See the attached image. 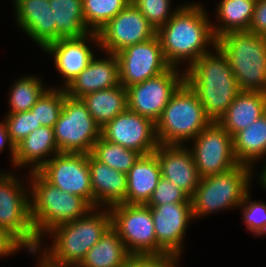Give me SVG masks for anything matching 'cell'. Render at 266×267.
I'll return each instance as SVG.
<instances>
[{
	"mask_svg": "<svg viewBox=\"0 0 266 267\" xmlns=\"http://www.w3.org/2000/svg\"><path fill=\"white\" fill-rule=\"evenodd\" d=\"M207 16L202 4H182L171 19L157 30L165 59L171 67L177 68L181 61H187L188 68L209 52L208 45H217L212 23Z\"/></svg>",
	"mask_w": 266,
	"mask_h": 267,
	"instance_id": "cell-1",
	"label": "cell"
},
{
	"mask_svg": "<svg viewBox=\"0 0 266 267\" xmlns=\"http://www.w3.org/2000/svg\"><path fill=\"white\" fill-rule=\"evenodd\" d=\"M185 71V82L198 95L206 115L217 122L241 92L227 56L216 45Z\"/></svg>",
	"mask_w": 266,
	"mask_h": 267,
	"instance_id": "cell-2",
	"label": "cell"
},
{
	"mask_svg": "<svg viewBox=\"0 0 266 267\" xmlns=\"http://www.w3.org/2000/svg\"><path fill=\"white\" fill-rule=\"evenodd\" d=\"M98 209L93 208L86 215L50 230L48 233L54 241L51 247L42 249V255L54 265L77 267L88 250L112 227L109 208L102 207L100 212Z\"/></svg>",
	"mask_w": 266,
	"mask_h": 267,
	"instance_id": "cell-3",
	"label": "cell"
},
{
	"mask_svg": "<svg viewBox=\"0 0 266 267\" xmlns=\"http://www.w3.org/2000/svg\"><path fill=\"white\" fill-rule=\"evenodd\" d=\"M30 215L36 237L86 215L93 207L82 197L62 191L39 172H30Z\"/></svg>",
	"mask_w": 266,
	"mask_h": 267,
	"instance_id": "cell-4",
	"label": "cell"
},
{
	"mask_svg": "<svg viewBox=\"0 0 266 267\" xmlns=\"http://www.w3.org/2000/svg\"><path fill=\"white\" fill-rule=\"evenodd\" d=\"M241 91L266 93V36L231 31L217 39Z\"/></svg>",
	"mask_w": 266,
	"mask_h": 267,
	"instance_id": "cell-5",
	"label": "cell"
},
{
	"mask_svg": "<svg viewBox=\"0 0 266 267\" xmlns=\"http://www.w3.org/2000/svg\"><path fill=\"white\" fill-rule=\"evenodd\" d=\"M198 95L185 82L172 96L156 124L159 144L183 145L210 123Z\"/></svg>",
	"mask_w": 266,
	"mask_h": 267,
	"instance_id": "cell-6",
	"label": "cell"
},
{
	"mask_svg": "<svg viewBox=\"0 0 266 267\" xmlns=\"http://www.w3.org/2000/svg\"><path fill=\"white\" fill-rule=\"evenodd\" d=\"M252 168L239 164L226 172L202 177L190 198L194 219L218 210L238 208L250 191Z\"/></svg>",
	"mask_w": 266,
	"mask_h": 267,
	"instance_id": "cell-7",
	"label": "cell"
},
{
	"mask_svg": "<svg viewBox=\"0 0 266 267\" xmlns=\"http://www.w3.org/2000/svg\"><path fill=\"white\" fill-rule=\"evenodd\" d=\"M20 181L14 174L0 173V229L20 248L37 254L41 243L32 225L30 189Z\"/></svg>",
	"mask_w": 266,
	"mask_h": 267,
	"instance_id": "cell-8",
	"label": "cell"
},
{
	"mask_svg": "<svg viewBox=\"0 0 266 267\" xmlns=\"http://www.w3.org/2000/svg\"><path fill=\"white\" fill-rule=\"evenodd\" d=\"M54 135L60 153H85L101 137V127L90 115L81 99L65 97Z\"/></svg>",
	"mask_w": 266,
	"mask_h": 267,
	"instance_id": "cell-9",
	"label": "cell"
},
{
	"mask_svg": "<svg viewBox=\"0 0 266 267\" xmlns=\"http://www.w3.org/2000/svg\"><path fill=\"white\" fill-rule=\"evenodd\" d=\"M112 228L133 255H157V239L151 208L146 204L121 203L109 208Z\"/></svg>",
	"mask_w": 266,
	"mask_h": 267,
	"instance_id": "cell-10",
	"label": "cell"
},
{
	"mask_svg": "<svg viewBox=\"0 0 266 267\" xmlns=\"http://www.w3.org/2000/svg\"><path fill=\"white\" fill-rule=\"evenodd\" d=\"M178 70L170 67L158 76L127 87L128 110L156 123L172 96L185 83V71Z\"/></svg>",
	"mask_w": 266,
	"mask_h": 267,
	"instance_id": "cell-11",
	"label": "cell"
},
{
	"mask_svg": "<svg viewBox=\"0 0 266 267\" xmlns=\"http://www.w3.org/2000/svg\"><path fill=\"white\" fill-rule=\"evenodd\" d=\"M190 151L200 177L226 172L239 165L232 136L218 123L212 121L194 139Z\"/></svg>",
	"mask_w": 266,
	"mask_h": 267,
	"instance_id": "cell-12",
	"label": "cell"
},
{
	"mask_svg": "<svg viewBox=\"0 0 266 267\" xmlns=\"http://www.w3.org/2000/svg\"><path fill=\"white\" fill-rule=\"evenodd\" d=\"M156 29L131 2L99 31V48L117 54L128 46L146 42L156 36Z\"/></svg>",
	"mask_w": 266,
	"mask_h": 267,
	"instance_id": "cell-13",
	"label": "cell"
},
{
	"mask_svg": "<svg viewBox=\"0 0 266 267\" xmlns=\"http://www.w3.org/2000/svg\"><path fill=\"white\" fill-rule=\"evenodd\" d=\"M115 55L119 62L120 84L125 88L158 76L171 67L157 35L146 42L128 46Z\"/></svg>",
	"mask_w": 266,
	"mask_h": 267,
	"instance_id": "cell-14",
	"label": "cell"
},
{
	"mask_svg": "<svg viewBox=\"0 0 266 267\" xmlns=\"http://www.w3.org/2000/svg\"><path fill=\"white\" fill-rule=\"evenodd\" d=\"M38 172L52 185L84 198L93 207L88 154H56Z\"/></svg>",
	"mask_w": 266,
	"mask_h": 267,
	"instance_id": "cell-15",
	"label": "cell"
},
{
	"mask_svg": "<svg viewBox=\"0 0 266 267\" xmlns=\"http://www.w3.org/2000/svg\"><path fill=\"white\" fill-rule=\"evenodd\" d=\"M101 137L141 155L153 153L159 145L156 124L128 109L101 128Z\"/></svg>",
	"mask_w": 266,
	"mask_h": 267,
	"instance_id": "cell-16",
	"label": "cell"
},
{
	"mask_svg": "<svg viewBox=\"0 0 266 267\" xmlns=\"http://www.w3.org/2000/svg\"><path fill=\"white\" fill-rule=\"evenodd\" d=\"M147 206L151 208L157 239V255L170 254L180 258L185 231L189 221L194 218L192 204L166 203Z\"/></svg>",
	"mask_w": 266,
	"mask_h": 267,
	"instance_id": "cell-17",
	"label": "cell"
},
{
	"mask_svg": "<svg viewBox=\"0 0 266 267\" xmlns=\"http://www.w3.org/2000/svg\"><path fill=\"white\" fill-rule=\"evenodd\" d=\"M90 40L99 47L97 33L89 32L80 38L59 39L43 49L44 52L53 55L56 69L65 77L62 88H66L95 56L88 47Z\"/></svg>",
	"mask_w": 266,
	"mask_h": 267,
	"instance_id": "cell-18",
	"label": "cell"
},
{
	"mask_svg": "<svg viewBox=\"0 0 266 267\" xmlns=\"http://www.w3.org/2000/svg\"><path fill=\"white\" fill-rule=\"evenodd\" d=\"M154 153L160 165L161 177L171 181L191 198L201 177L190 149L183 145L159 144Z\"/></svg>",
	"mask_w": 266,
	"mask_h": 267,
	"instance_id": "cell-19",
	"label": "cell"
},
{
	"mask_svg": "<svg viewBox=\"0 0 266 267\" xmlns=\"http://www.w3.org/2000/svg\"><path fill=\"white\" fill-rule=\"evenodd\" d=\"M18 26L44 49L56 41V22L49 0H13Z\"/></svg>",
	"mask_w": 266,
	"mask_h": 267,
	"instance_id": "cell-20",
	"label": "cell"
},
{
	"mask_svg": "<svg viewBox=\"0 0 266 267\" xmlns=\"http://www.w3.org/2000/svg\"><path fill=\"white\" fill-rule=\"evenodd\" d=\"M107 55L110 57L103 59L94 56L88 66L64 88L69 97L80 99L88 93L114 88L120 84L118 58L112 53Z\"/></svg>",
	"mask_w": 266,
	"mask_h": 267,
	"instance_id": "cell-21",
	"label": "cell"
},
{
	"mask_svg": "<svg viewBox=\"0 0 266 267\" xmlns=\"http://www.w3.org/2000/svg\"><path fill=\"white\" fill-rule=\"evenodd\" d=\"M93 208H108L125 203L127 194V174L117 171L88 154ZM103 205V206H102Z\"/></svg>",
	"mask_w": 266,
	"mask_h": 267,
	"instance_id": "cell-22",
	"label": "cell"
},
{
	"mask_svg": "<svg viewBox=\"0 0 266 267\" xmlns=\"http://www.w3.org/2000/svg\"><path fill=\"white\" fill-rule=\"evenodd\" d=\"M59 153L54 128L41 126L16 145L14 167L31 166L30 172H38L48 162L45 158Z\"/></svg>",
	"mask_w": 266,
	"mask_h": 267,
	"instance_id": "cell-23",
	"label": "cell"
},
{
	"mask_svg": "<svg viewBox=\"0 0 266 267\" xmlns=\"http://www.w3.org/2000/svg\"><path fill=\"white\" fill-rule=\"evenodd\" d=\"M161 178V169L156 154L141 155L127 173L125 203L147 204Z\"/></svg>",
	"mask_w": 266,
	"mask_h": 267,
	"instance_id": "cell-24",
	"label": "cell"
},
{
	"mask_svg": "<svg viewBox=\"0 0 266 267\" xmlns=\"http://www.w3.org/2000/svg\"><path fill=\"white\" fill-rule=\"evenodd\" d=\"M266 112V93L241 91L217 121L232 137Z\"/></svg>",
	"mask_w": 266,
	"mask_h": 267,
	"instance_id": "cell-25",
	"label": "cell"
},
{
	"mask_svg": "<svg viewBox=\"0 0 266 267\" xmlns=\"http://www.w3.org/2000/svg\"><path fill=\"white\" fill-rule=\"evenodd\" d=\"M80 99L101 128L128 109L127 89L121 84L88 93Z\"/></svg>",
	"mask_w": 266,
	"mask_h": 267,
	"instance_id": "cell-26",
	"label": "cell"
},
{
	"mask_svg": "<svg viewBox=\"0 0 266 267\" xmlns=\"http://www.w3.org/2000/svg\"><path fill=\"white\" fill-rule=\"evenodd\" d=\"M131 256L118 233L111 227L88 250L77 267H126Z\"/></svg>",
	"mask_w": 266,
	"mask_h": 267,
	"instance_id": "cell-27",
	"label": "cell"
},
{
	"mask_svg": "<svg viewBox=\"0 0 266 267\" xmlns=\"http://www.w3.org/2000/svg\"><path fill=\"white\" fill-rule=\"evenodd\" d=\"M233 149L237 161L250 167L266 155V112L254 123L236 133Z\"/></svg>",
	"mask_w": 266,
	"mask_h": 267,
	"instance_id": "cell-28",
	"label": "cell"
},
{
	"mask_svg": "<svg viewBox=\"0 0 266 267\" xmlns=\"http://www.w3.org/2000/svg\"><path fill=\"white\" fill-rule=\"evenodd\" d=\"M56 22V41L62 38H80L92 32L83 15L82 0H49Z\"/></svg>",
	"mask_w": 266,
	"mask_h": 267,
	"instance_id": "cell-29",
	"label": "cell"
},
{
	"mask_svg": "<svg viewBox=\"0 0 266 267\" xmlns=\"http://www.w3.org/2000/svg\"><path fill=\"white\" fill-rule=\"evenodd\" d=\"M256 0H221L216 16L222 23L212 26L216 39L231 31H248Z\"/></svg>",
	"mask_w": 266,
	"mask_h": 267,
	"instance_id": "cell-30",
	"label": "cell"
},
{
	"mask_svg": "<svg viewBox=\"0 0 266 267\" xmlns=\"http://www.w3.org/2000/svg\"><path fill=\"white\" fill-rule=\"evenodd\" d=\"M91 154L109 167L128 173L141 156L140 153L100 137L93 145Z\"/></svg>",
	"mask_w": 266,
	"mask_h": 267,
	"instance_id": "cell-31",
	"label": "cell"
},
{
	"mask_svg": "<svg viewBox=\"0 0 266 267\" xmlns=\"http://www.w3.org/2000/svg\"><path fill=\"white\" fill-rule=\"evenodd\" d=\"M130 3L131 0H82L86 26L97 33Z\"/></svg>",
	"mask_w": 266,
	"mask_h": 267,
	"instance_id": "cell-32",
	"label": "cell"
},
{
	"mask_svg": "<svg viewBox=\"0 0 266 267\" xmlns=\"http://www.w3.org/2000/svg\"><path fill=\"white\" fill-rule=\"evenodd\" d=\"M10 90L9 113H18L29 111L35 104L37 99L47 89L41 78L35 76H24L15 81Z\"/></svg>",
	"mask_w": 266,
	"mask_h": 267,
	"instance_id": "cell-33",
	"label": "cell"
},
{
	"mask_svg": "<svg viewBox=\"0 0 266 267\" xmlns=\"http://www.w3.org/2000/svg\"><path fill=\"white\" fill-rule=\"evenodd\" d=\"M56 88H47L30 109L42 126L54 128L61 113L67 94L64 88Z\"/></svg>",
	"mask_w": 266,
	"mask_h": 267,
	"instance_id": "cell-34",
	"label": "cell"
},
{
	"mask_svg": "<svg viewBox=\"0 0 266 267\" xmlns=\"http://www.w3.org/2000/svg\"><path fill=\"white\" fill-rule=\"evenodd\" d=\"M5 118L4 122L8 134L15 146L31 132L42 126L40 122H37L34 113L30 110L18 113H7Z\"/></svg>",
	"mask_w": 266,
	"mask_h": 267,
	"instance_id": "cell-35",
	"label": "cell"
},
{
	"mask_svg": "<svg viewBox=\"0 0 266 267\" xmlns=\"http://www.w3.org/2000/svg\"><path fill=\"white\" fill-rule=\"evenodd\" d=\"M170 1L171 0H131L156 31L165 25L180 8L177 7L171 12Z\"/></svg>",
	"mask_w": 266,
	"mask_h": 267,
	"instance_id": "cell-36",
	"label": "cell"
},
{
	"mask_svg": "<svg viewBox=\"0 0 266 267\" xmlns=\"http://www.w3.org/2000/svg\"><path fill=\"white\" fill-rule=\"evenodd\" d=\"M248 192L239 208H242L243 222L247 225V229L256 236L266 235V204L250 200Z\"/></svg>",
	"mask_w": 266,
	"mask_h": 267,
	"instance_id": "cell-37",
	"label": "cell"
},
{
	"mask_svg": "<svg viewBox=\"0 0 266 267\" xmlns=\"http://www.w3.org/2000/svg\"><path fill=\"white\" fill-rule=\"evenodd\" d=\"M166 203H191V199L178 186L161 177L151 199L146 205H162Z\"/></svg>",
	"mask_w": 266,
	"mask_h": 267,
	"instance_id": "cell-38",
	"label": "cell"
},
{
	"mask_svg": "<svg viewBox=\"0 0 266 267\" xmlns=\"http://www.w3.org/2000/svg\"><path fill=\"white\" fill-rule=\"evenodd\" d=\"M177 260L170 254L133 255L132 267H177Z\"/></svg>",
	"mask_w": 266,
	"mask_h": 267,
	"instance_id": "cell-39",
	"label": "cell"
},
{
	"mask_svg": "<svg viewBox=\"0 0 266 267\" xmlns=\"http://www.w3.org/2000/svg\"><path fill=\"white\" fill-rule=\"evenodd\" d=\"M248 31L266 36V0H256Z\"/></svg>",
	"mask_w": 266,
	"mask_h": 267,
	"instance_id": "cell-40",
	"label": "cell"
},
{
	"mask_svg": "<svg viewBox=\"0 0 266 267\" xmlns=\"http://www.w3.org/2000/svg\"><path fill=\"white\" fill-rule=\"evenodd\" d=\"M8 145L10 150V157L12 160V165H14V159L16 156V146L10 139V135L8 134L7 127L4 121L0 122V153L4 150V147Z\"/></svg>",
	"mask_w": 266,
	"mask_h": 267,
	"instance_id": "cell-41",
	"label": "cell"
},
{
	"mask_svg": "<svg viewBox=\"0 0 266 267\" xmlns=\"http://www.w3.org/2000/svg\"><path fill=\"white\" fill-rule=\"evenodd\" d=\"M21 248L0 229V256L14 254Z\"/></svg>",
	"mask_w": 266,
	"mask_h": 267,
	"instance_id": "cell-42",
	"label": "cell"
},
{
	"mask_svg": "<svg viewBox=\"0 0 266 267\" xmlns=\"http://www.w3.org/2000/svg\"><path fill=\"white\" fill-rule=\"evenodd\" d=\"M41 258H39L38 261V267H63V266H58L50 263L43 255H40Z\"/></svg>",
	"mask_w": 266,
	"mask_h": 267,
	"instance_id": "cell-43",
	"label": "cell"
},
{
	"mask_svg": "<svg viewBox=\"0 0 266 267\" xmlns=\"http://www.w3.org/2000/svg\"><path fill=\"white\" fill-rule=\"evenodd\" d=\"M265 166L261 172L259 180L261 181L260 183H262L261 185L264 186V188L266 189V167Z\"/></svg>",
	"mask_w": 266,
	"mask_h": 267,
	"instance_id": "cell-44",
	"label": "cell"
},
{
	"mask_svg": "<svg viewBox=\"0 0 266 267\" xmlns=\"http://www.w3.org/2000/svg\"><path fill=\"white\" fill-rule=\"evenodd\" d=\"M126 267H132V256L130 257L128 265Z\"/></svg>",
	"mask_w": 266,
	"mask_h": 267,
	"instance_id": "cell-45",
	"label": "cell"
}]
</instances>
